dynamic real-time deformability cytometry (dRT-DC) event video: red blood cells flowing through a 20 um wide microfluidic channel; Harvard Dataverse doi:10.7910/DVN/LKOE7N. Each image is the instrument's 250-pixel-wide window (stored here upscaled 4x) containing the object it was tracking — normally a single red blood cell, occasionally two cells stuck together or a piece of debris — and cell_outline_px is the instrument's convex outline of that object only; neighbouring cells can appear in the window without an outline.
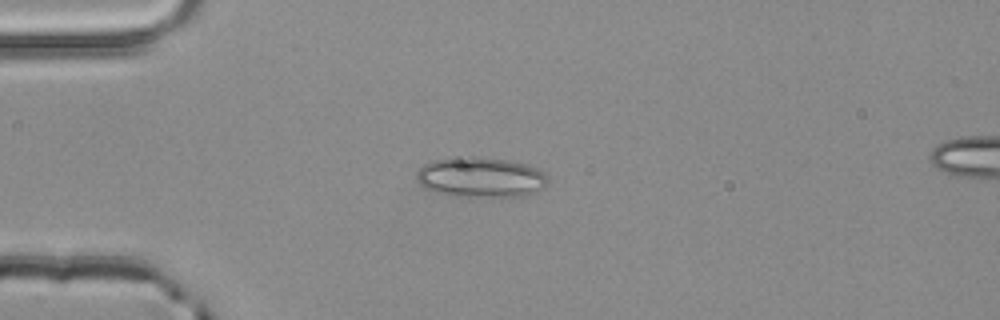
{"species": "common noctule bat (a hibernating species)", "species_latin": "Nyctalus noctula", "temperature_condition": "room temperature", "stored_images_in_passage": 2, "segment_of_instrument_passage": [1, 2], "camera_frame_rate_fps": 3000, "um_per_image_px": 0.085, "animal": {"sex": "male", "body_mass_g": 20.4}, "frame": {"image": 1, "passage_image": 1, "time_ms": 0.0, "image_size_px": [1000, 320], "cell_outline_px": [[548, 184], [524, 196], [448, 196], [424, 188], [416, 180], [416, 172], [424, 164], [432, 160], [464, 156], [472, 156], [504, 160], [524, 164], [536, 168], [548, 176]], "centroid_in_image_um": [40.8, 15.07], "position_along_channel_um": 44.2, "area_um2": 30.63}}